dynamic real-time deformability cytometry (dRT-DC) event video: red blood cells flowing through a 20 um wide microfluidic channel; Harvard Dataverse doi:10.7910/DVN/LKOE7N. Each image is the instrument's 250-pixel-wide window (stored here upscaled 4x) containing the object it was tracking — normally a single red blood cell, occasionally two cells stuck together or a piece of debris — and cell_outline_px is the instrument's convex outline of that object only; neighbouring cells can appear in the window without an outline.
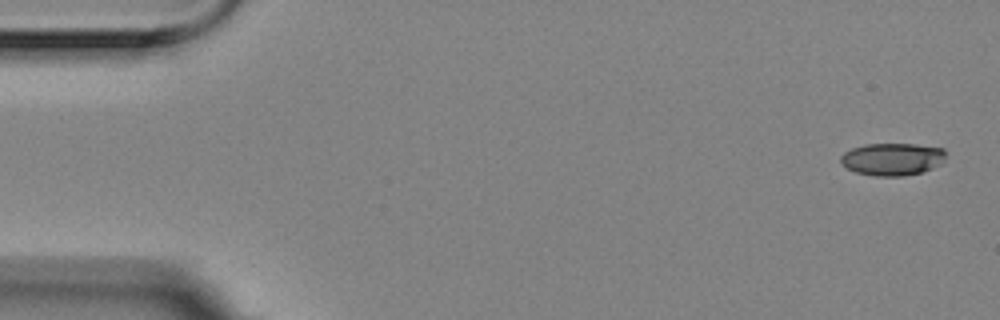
{"species": "Egyptian fruit bat (a non-hibernating species)", "species_latin": "Rousettus aegyptiacus", "temperature_condition": "room temperature", "stored_images_in_passage": 6, "camera_frame_rate_fps": 3000, "um_per_image_px": 0.085, "animal": {"sex": "female"}, "frame": {"image": 1, "passage_image": 1, "time_ms": 0.0, "image_size_px": [1000, 320], "cell_outline_px": [[944, 156], [940, 164], [932, 168], [920, 172], [904, 176], [876, 176], [856, 172], [848, 168], [840, 160], [840, 156], [844, 152], [852, 148], [864, 144], [916, 144], [944, 148]], "centroid_in_image_um": [75.83, 13.52], "position_along_channel_um": 9.2, "area_um2": 19.71}}
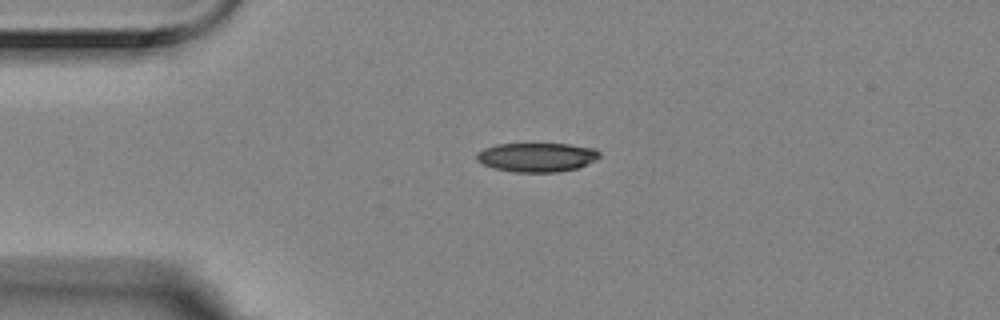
{"frame": {"image": 2, "passage_image": 4, "time_ms": 1.0, "image_size_px": [1000, 320], "cell_outline_px": [[600, 156], [596, 160], [576, 168], [556, 172], [516, 172], [492, 168], [476, 160], [476, 152], [484, 148], [496, 144], [528, 140], [532, 140], [568, 144], [596, 148], [600, 152]], "centroid_in_image_um": [45.59, 13.29], "position_along_channel_um": 39.4, "area_um2": 21.96}}
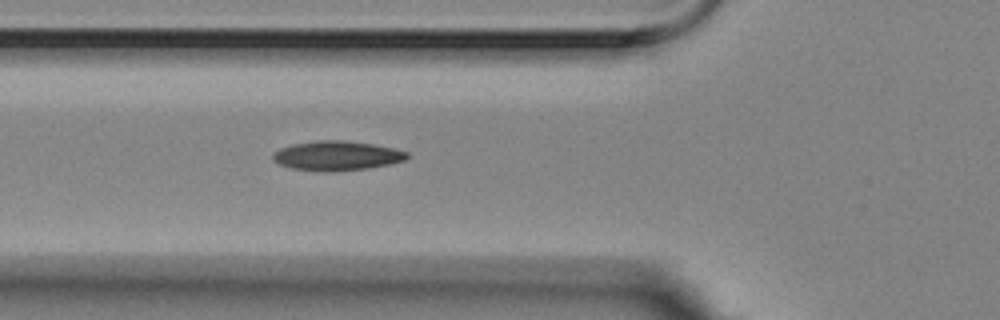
{"frame": {"image": 3, "passage_image": 6, "time_ms": 1.667, "image_size_px": [1000, 320], "cell_outline_px": [[408, 156], [404, 160], [388, 164], [368, 168], [324, 172], [292, 168], [280, 164], [272, 160], [272, 152], [280, 148], [292, 144], [316, 140], [344, 140], [372, 144], [392, 148], [408, 152]], "centroid_in_image_um": [28.57, 13.23], "position_along_channel_um": 97.2, "area_um2": 22.95}}